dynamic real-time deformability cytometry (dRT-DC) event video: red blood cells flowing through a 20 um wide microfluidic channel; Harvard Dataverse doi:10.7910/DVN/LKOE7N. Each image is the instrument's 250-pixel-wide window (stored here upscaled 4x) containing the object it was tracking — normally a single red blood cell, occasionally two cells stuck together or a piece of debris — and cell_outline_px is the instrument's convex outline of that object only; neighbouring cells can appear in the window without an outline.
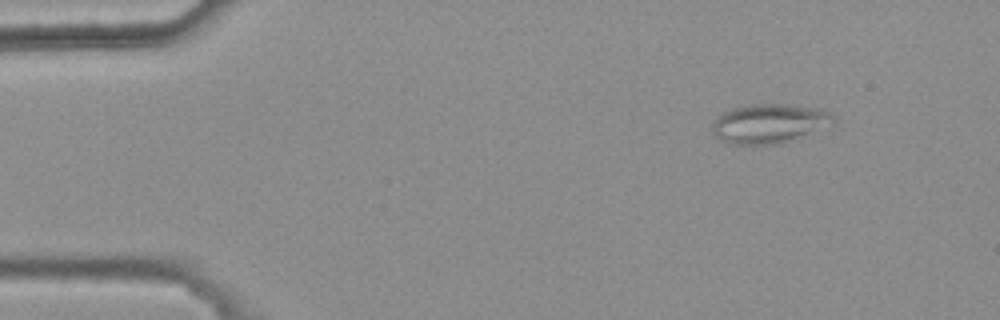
{"species": "common noctule bat (a hibernating species)", "species_latin": "Nyctalus noctula", "temperature_condition": "warm", "stored_images_in_passage": 11, "camera_frame_rate_fps": 3000, "um_per_image_px": 0.085, "animal": {"sex": "female", "body_mass_g": 25.1}, "frame": {"image": 1, "passage_image": 1, "time_ms": 0.0, "image_size_px": [1000, 320], "cell_outline_px": [[836, 124], [784, 144], [732, 144], [720, 140], [712, 132], [712, 124], [724, 112], [732, 108], [752, 104], [784, 104], [816, 108], [828, 112], [836, 120]], "centroid_in_image_um": [65.43, 10.52], "position_along_channel_um": 19.6, "area_um2": 27.92}}
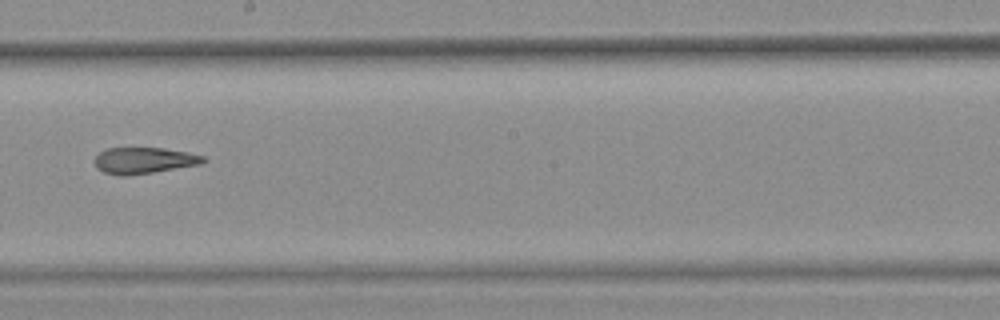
{"frame": {"image": 2, "passage_image": 7, "time_ms": 2.0, "image_size_px": [1000, 320], "cell_outline_px": [[208, 160], [200, 164], [128, 176], [116, 176], [104, 172], [96, 168], [92, 160], [100, 152], [108, 148], [164, 148], [188, 152], [204, 156]], "centroid_in_image_um": [12.2, 13.64], "position_along_channel_um": 236.0, "area_um2": 16.76}}
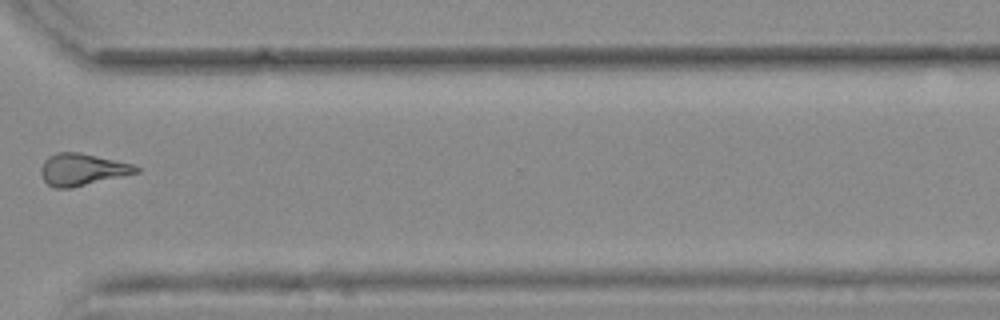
{"frame": {"image": 3, "passage_image": 10, "time_ms": 3.0, "image_size_px": [1000, 320], "cell_outline_px": [[140, 172], [72, 188], [52, 188], [44, 180], [40, 172], [40, 168], [44, 160], [48, 156], [56, 152], [80, 152], [132, 164], [140, 168]], "centroid_in_image_um": [6.96, 14.41], "position_along_channel_um": 363.6, "area_um2": 17.8}}